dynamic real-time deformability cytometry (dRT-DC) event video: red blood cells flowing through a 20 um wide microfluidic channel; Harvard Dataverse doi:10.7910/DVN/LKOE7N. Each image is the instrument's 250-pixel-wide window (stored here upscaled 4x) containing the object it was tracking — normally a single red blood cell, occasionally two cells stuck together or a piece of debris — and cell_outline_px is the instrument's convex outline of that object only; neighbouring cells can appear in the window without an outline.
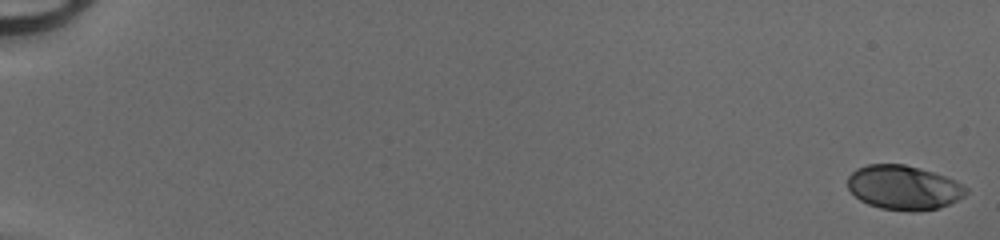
{"species": "human", "species_latin": "Homo sapiens", "temperature_condition": "cold", "stored_images_in_passage": 51, "segment_of_instrument_passage": [1, 2], "camera_frame_rate_fps": 3000, "um_per_image_px": 0.085, "donor": {"sex": "male"}, "frame": {"image": 1, "passage_image": 1, "time_ms": 0.0, "image_size_px": [1000, 240], "cell_outline_px": [[968, 192], [964, 196], [948, 204], [936, 208], [880, 208], [868, 204], [860, 200], [848, 188], [848, 176], [856, 168], [868, 164], [904, 164], [920, 168], [956, 180], [968, 188]], "centroid_in_image_um": [76.79, 15.88], "position_along_channel_um": 8.2, "area_um2": 29.71}}
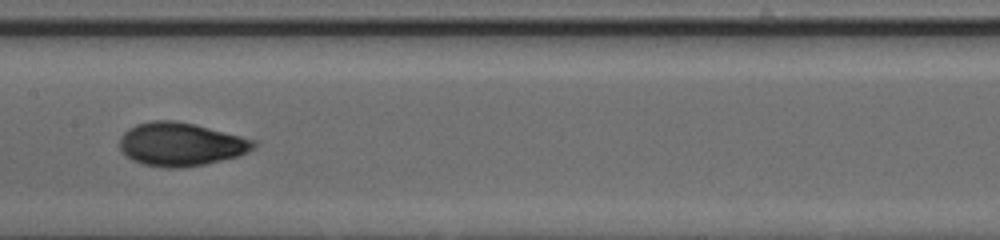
{"frame": {"image": 2, "passage_image": 28, "time_ms": 9.0, "image_size_px": [1000, 240], "cell_outline_px": [[256, 144], [252, 148], [240, 156], [204, 164], [180, 168], [168, 168], [144, 164], [132, 160], [120, 148], [120, 136], [128, 128], [136, 124], [152, 120], [176, 120], [196, 124], [256, 140]], "centroid_in_image_um": [15.36, 12.25], "position_along_channel_um": 192.0, "area_um2": 33.87}}
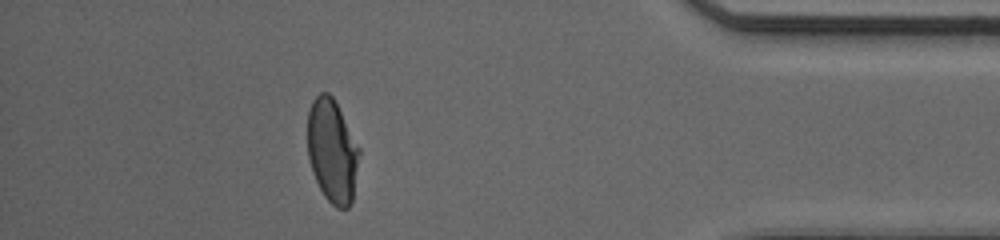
{"frame": {"image": 3, "passage_image": 45, "time_ms": 14.667, "image_size_px": [1000, 240], "cell_outline_px": [[360, 152], [352, 200], [348, 208], [336, 208], [324, 196], [312, 172], [308, 156], [308, 112], [312, 100], [320, 92], [328, 92], [332, 96], [360, 148]], "centroid_in_image_um": [28.23, 12.83], "position_along_channel_um": 407.0, "area_um2": 30.98}}